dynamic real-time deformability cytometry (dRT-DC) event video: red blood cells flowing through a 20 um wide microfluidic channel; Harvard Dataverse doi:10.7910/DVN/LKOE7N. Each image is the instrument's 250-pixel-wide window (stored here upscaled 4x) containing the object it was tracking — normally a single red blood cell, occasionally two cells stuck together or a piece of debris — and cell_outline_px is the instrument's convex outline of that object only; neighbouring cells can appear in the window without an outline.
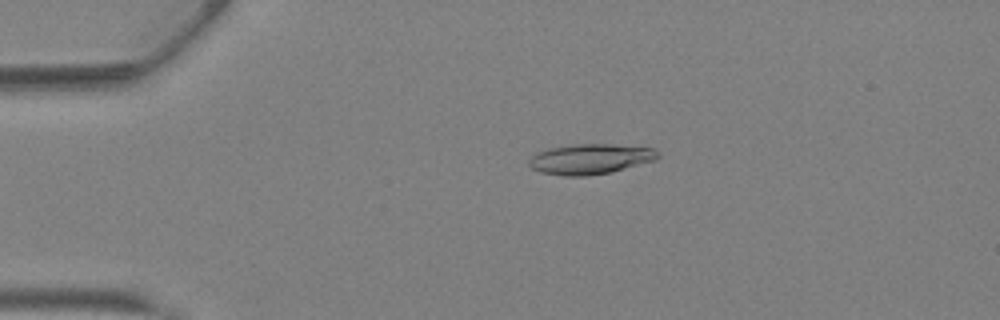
{"species": "Egyptian fruit bat (a non-hibernating species)", "species_latin": "Rousettus aegyptiacus", "temperature_condition": "warm", "stored_images_in_passage": 44, "camera_frame_rate_fps": 3000, "um_per_image_px": 0.085, "animal": {"sex": "female"}, "frame": {"image": 1, "passage_image": 10, "time_ms": 3.0, "image_size_px": [1000, 320], "cell_outline_px": [[660, 156], [656, 160], [612, 172], [588, 176], [564, 176], [540, 172], [532, 168], [528, 164], [528, 160], [536, 152], [548, 148], [572, 144], [612, 144], [652, 148], [660, 152]], "centroid_in_image_um": [50.17, 13.52], "position_along_channel_um": 34.8, "area_um2": 23.0}}
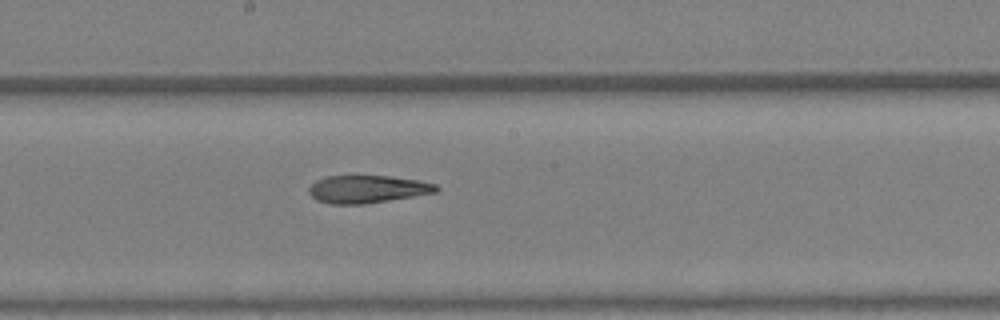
{"frame": {"image": 2, "passage_image": 24, "time_ms": 7.667, "image_size_px": [1000, 320], "cell_outline_px": [[440, 188], [436, 192], [364, 204], [332, 204], [316, 200], [308, 192], [308, 188], [316, 180], [328, 176], [388, 176], [420, 180], [436, 184]], "centroid_in_image_um": [31.22, 16.07], "position_along_channel_um": 217.0, "area_um2": 20.4}}
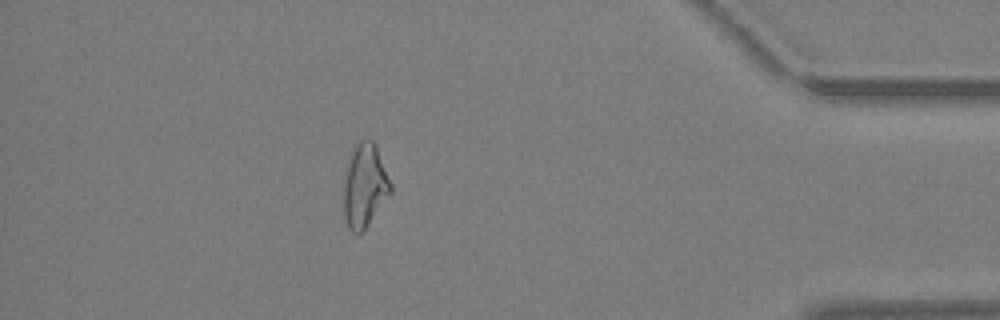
{"frame": {"image": 3, "passage_image": 38, "time_ms": 12.333, "image_size_px": [1000, 320], "cell_outline_px": [[392, 192], [364, 228], [360, 232], [352, 232], [348, 228], [344, 216], [340, 188], [352, 152], [356, 144], [360, 140], [372, 140], [376, 144], [392, 184]], "centroid_in_image_um": [30.96, 15.77], "position_along_channel_um": 404.2, "area_um2": 23.12}, "authors_computed_cell_mechanics": {"area_um2": 22.1085, "velocity_mm_per_s": 4.9167, "shape_relaxation_time_tau1_ms": null, "shape_relaxation_time_tau2_ms": 5.3131, "deformation_change_tau1": null, "deformation_change_tau2": 0.1891}}